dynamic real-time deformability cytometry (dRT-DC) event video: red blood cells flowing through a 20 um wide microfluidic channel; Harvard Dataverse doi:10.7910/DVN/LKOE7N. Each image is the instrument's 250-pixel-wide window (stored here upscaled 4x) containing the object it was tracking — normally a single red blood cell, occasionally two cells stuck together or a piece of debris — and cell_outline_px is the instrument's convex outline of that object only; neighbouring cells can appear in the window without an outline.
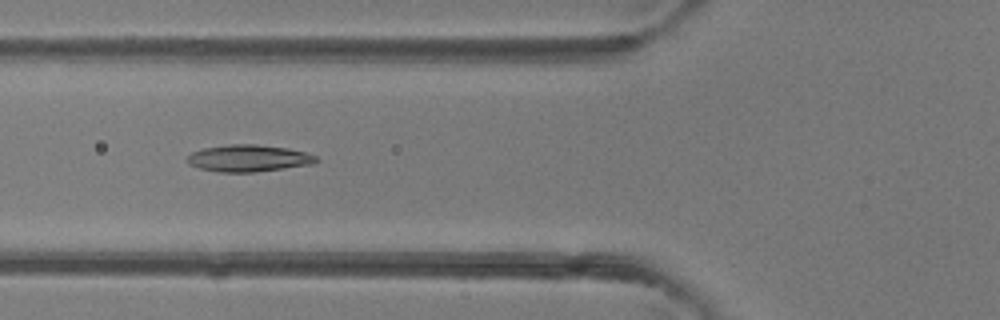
{"species": "common noctule bat (a hibernating species)", "species_latin": "Nyctalus noctula", "temperature_condition": "room temperature", "stored_images_in_passage": 5, "camera_frame_rate_fps": 3000, "um_per_image_px": 0.085, "animal": {"sex": "female"}, "frame": {"image": 1, "passage_image": 5, "time_ms": 5.333, "image_size_px": [1000, 320], "cell_outline_px": [[320, 160], [316, 164], [256, 172], [220, 172], [200, 168], [188, 164], [188, 156], [192, 152], [204, 148], [228, 144], [256, 144], [288, 148], [304, 152], [316, 156]], "centroid_in_image_um": [21.18, 13.45], "position_along_channel_um": 104.6, "area_um2": 20.29}}